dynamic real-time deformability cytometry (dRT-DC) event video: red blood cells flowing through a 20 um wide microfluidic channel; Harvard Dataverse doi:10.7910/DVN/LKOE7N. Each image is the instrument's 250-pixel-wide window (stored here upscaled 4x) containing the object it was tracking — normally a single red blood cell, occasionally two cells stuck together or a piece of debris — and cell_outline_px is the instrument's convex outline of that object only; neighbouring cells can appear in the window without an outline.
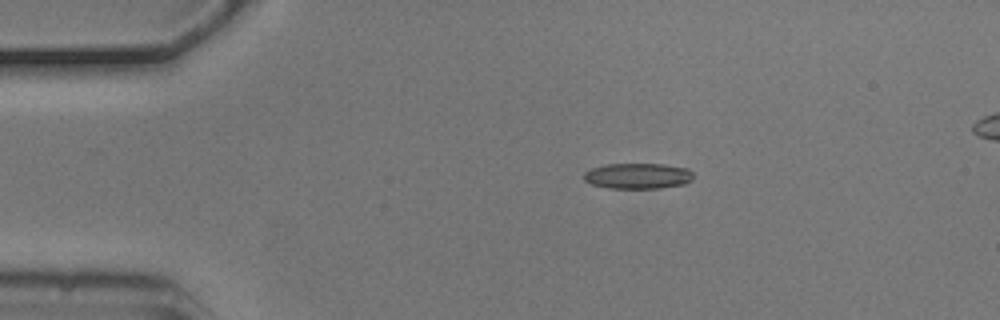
{"species": "common noctule bat (a hibernating species)", "species_latin": "Nyctalus noctula", "temperature_condition": "cold", "stored_images_in_passage": 2, "camera_frame_rate_fps": 3000, "um_per_image_px": 0.085, "animal": {"sex": "male", "body_mass_g": 20.5, "forearm_length_mm": 52.5}, "frame": {"image": 1, "passage_image": 2, "time_ms": 0.333, "image_size_px": [1000, 320], "cell_outline_px": [[692, 180], [684, 184], [660, 188], [608, 188], [592, 184], [584, 180], [584, 172], [592, 168], [604, 164], [664, 164], [688, 168], [692, 172]], "centroid_in_image_um": [54.22, 14.95], "position_along_channel_um": 30.8, "area_um2": 16.42}}